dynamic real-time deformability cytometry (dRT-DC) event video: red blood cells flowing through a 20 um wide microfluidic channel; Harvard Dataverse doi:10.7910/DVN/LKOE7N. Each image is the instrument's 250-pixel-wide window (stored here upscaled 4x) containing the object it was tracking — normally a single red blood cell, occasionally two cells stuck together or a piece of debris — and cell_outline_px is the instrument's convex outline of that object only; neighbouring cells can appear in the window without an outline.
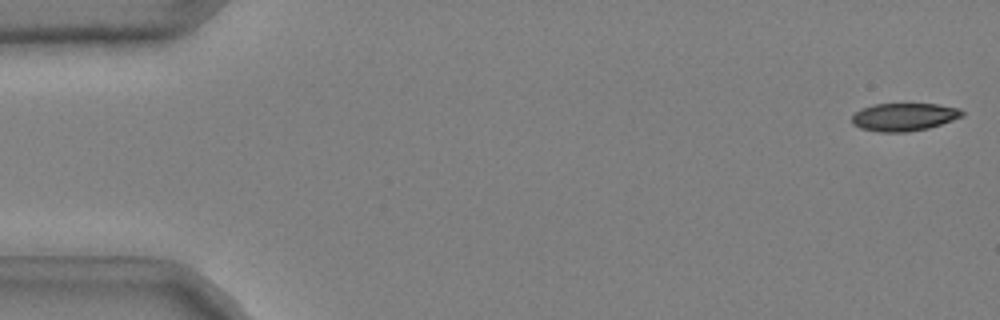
{"species": "common noctule bat (a hibernating species)", "species_latin": "Nyctalus noctula", "temperature_condition": "cold", "stored_images_in_passage": 48, "camera_frame_rate_fps": 3000, "um_per_image_px": 0.085, "animal": {"sex": "male", "body_mass_g": 20.4}, "frame": {"image": 1, "passage_image": 1, "time_ms": 0.0, "image_size_px": [1000, 320], "cell_outline_px": [[964, 116], [928, 128], [904, 132], [880, 132], [860, 128], [852, 124], [852, 116], [860, 108], [872, 104], [936, 104], [960, 108], [964, 112]], "centroid_in_image_um": [76.82, 9.93], "position_along_channel_um": 8.2, "area_um2": 17.92}}
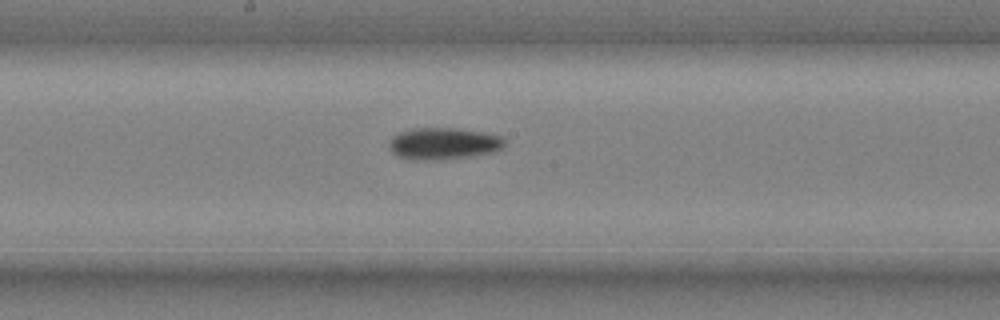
{"frame": {"image": 2, "passage_image": 28, "time_ms": 9.0, "image_size_px": [1000, 320], "cell_outline_px": [[504, 148], [496, 152], [472, 156], [444, 160], [416, 160], [396, 156], [388, 148], [388, 140], [392, 136], [400, 132], [412, 128], [456, 128], [484, 132], [504, 136]], "centroid_in_image_um": [37.7, 12.21], "position_along_channel_um": 210.5, "area_um2": 21.96}}
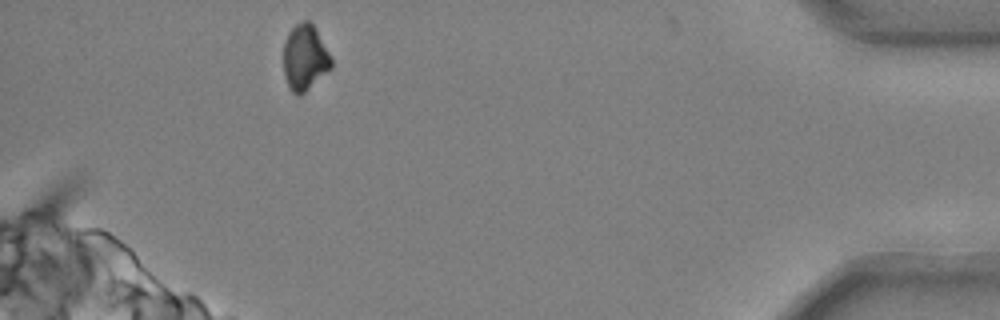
{"frame": {"image": 3, "passage_image": 48, "time_ms": 15.667, "image_size_px": [1000, 320], "cell_outline_px": [[332, 68], [300, 96], [296, 96], [288, 88], [284, 76], [284, 40], [288, 32], [296, 24], [304, 20], [308, 20], [312, 24], [328, 52], [332, 60]], "centroid_in_image_um": [25.88, 4.93], "position_along_channel_um": 409.3, "area_um2": 18.26}, "authors_computed_cell_mechanics": {"area_um2": 20.2011, "velocity_mm_per_s": 3.7247, "shape_relaxation_time_tau1_ms": 5.2885, "shape_relaxation_time_tau2_ms": null, "deformation_change_tau1": 0.1345, "deformation_change_tau2": null}}